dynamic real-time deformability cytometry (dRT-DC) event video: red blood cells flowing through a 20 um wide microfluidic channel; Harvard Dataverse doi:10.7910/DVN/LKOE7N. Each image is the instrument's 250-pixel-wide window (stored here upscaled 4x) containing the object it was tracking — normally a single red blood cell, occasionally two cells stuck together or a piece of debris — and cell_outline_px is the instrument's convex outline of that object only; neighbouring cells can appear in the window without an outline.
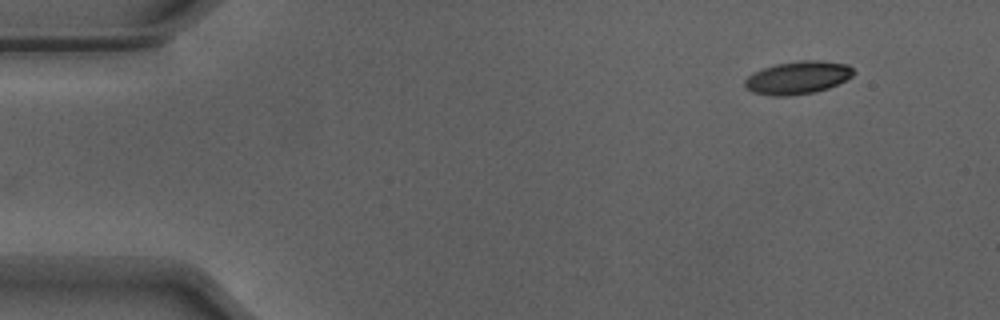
{"species": "Egyptian fruit bat (a non-hibernating species)", "species_latin": "Rousettus aegyptiacus", "temperature_condition": "warm", "stored_images_in_passage": 49, "camera_frame_rate_fps": 3000, "um_per_image_px": 0.085, "animal": {"sex": "male"}, "frame": {"image": 1, "passage_image": 1, "time_ms": 0.0, "image_size_px": [1000, 320], "cell_outline_px": [[856, 72], [852, 76], [828, 88], [816, 92], [788, 96], [772, 96], [752, 92], [744, 88], [744, 80], [752, 72], [776, 64], [800, 60], [820, 60], [848, 64]], "centroid_in_image_um": [67.78, 6.6], "position_along_channel_um": 17.2, "area_um2": 20.98}}
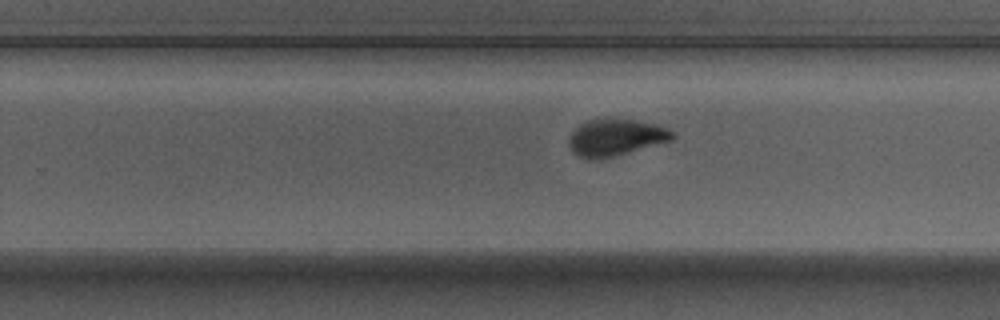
{"frame": {"image": 2, "passage_image": 29, "time_ms": 9.333, "image_size_px": [1000, 320], "cell_outline_px": [[676, 136], [672, 140], [616, 156], [592, 160], [580, 156], [572, 152], [568, 144], [568, 136], [584, 120], [636, 120], [656, 124], [668, 128]], "centroid_in_image_um": [52.32, 11.7], "position_along_channel_um": 277.5, "area_um2": 22.08}}
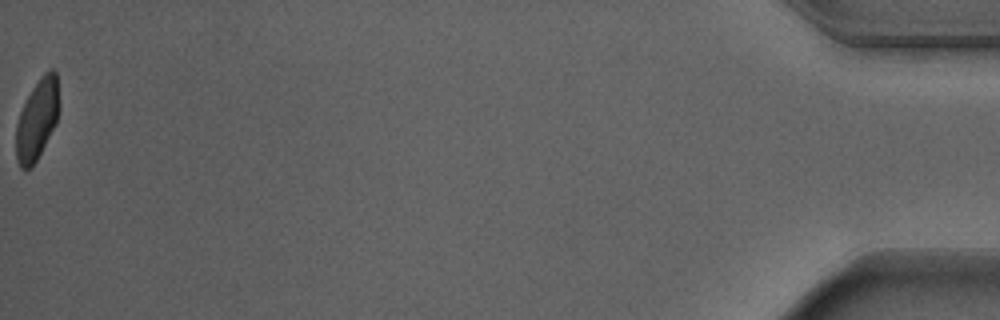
{"frame": {"image": 3, "passage_image": 49, "time_ms": 16.0, "image_size_px": [1000, 320], "cell_outline_px": [[60, 108], [56, 124], [36, 160], [28, 168], [20, 168], [16, 160], [16, 124], [20, 112], [32, 88], [40, 76], [48, 68], [52, 68], [56, 72], [60, 104]], "centroid_in_image_um": [3.18, 10.09], "position_along_channel_um": 432.0, "area_um2": 20.29}, "authors_computed_cell_mechanics": {"area_um2": 21.8484, "velocity_mm_per_s": 3.8928, "shape_relaxation_time_tau1_ms": 3.1922, "shape_relaxation_time_tau2_ms": 0.9471, "deformation_change_tau1": 0.1572, "deformation_change_tau2": 0.0514}}